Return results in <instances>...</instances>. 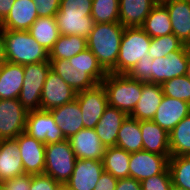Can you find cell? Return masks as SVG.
<instances>
[{
    "mask_svg": "<svg viewBox=\"0 0 190 190\" xmlns=\"http://www.w3.org/2000/svg\"><path fill=\"white\" fill-rule=\"evenodd\" d=\"M124 29L119 22L95 23L87 37V48L107 73L115 74Z\"/></svg>",
    "mask_w": 190,
    "mask_h": 190,
    "instance_id": "6da1fadb",
    "label": "cell"
},
{
    "mask_svg": "<svg viewBox=\"0 0 190 190\" xmlns=\"http://www.w3.org/2000/svg\"><path fill=\"white\" fill-rule=\"evenodd\" d=\"M5 61L20 65L49 62V52L28 31L4 30Z\"/></svg>",
    "mask_w": 190,
    "mask_h": 190,
    "instance_id": "7a4b0ae2",
    "label": "cell"
},
{
    "mask_svg": "<svg viewBox=\"0 0 190 190\" xmlns=\"http://www.w3.org/2000/svg\"><path fill=\"white\" fill-rule=\"evenodd\" d=\"M102 85L107 93L108 105L129 116L141 97L143 82L131 79L127 74L108 73Z\"/></svg>",
    "mask_w": 190,
    "mask_h": 190,
    "instance_id": "3957f363",
    "label": "cell"
},
{
    "mask_svg": "<svg viewBox=\"0 0 190 190\" xmlns=\"http://www.w3.org/2000/svg\"><path fill=\"white\" fill-rule=\"evenodd\" d=\"M151 37L141 27H125L115 65V74H128L146 55Z\"/></svg>",
    "mask_w": 190,
    "mask_h": 190,
    "instance_id": "277c9868",
    "label": "cell"
},
{
    "mask_svg": "<svg viewBox=\"0 0 190 190\" xmlns=\"http://www.w3.org/2000/svg\"><path fill=\"white\" fill-rule=\"evenodd\" d=\"M76 160L68 139L46 144L44 174L51 176L58 183H66L73 173Z\"/></svg>",
    "mask_w": 190,
    "mask_h": 190,
    "instance_id": "5b68a950",
    "label": "cell"
},
{
    "mask_svg": "<svg viewBox=\"0 0 190 190\" xmlns=\"http://www.w3.org/2000/svg\"><path fill=\"white\" fill-rule=\"evenodd\" d=\"M24 80L19 95V102L29 112L41 110V94L51 69L50 62L23 65Z\"/></svg>",
    "mask_w": 190,
    "mask_h": 190,
    "instance_id": "8992f818",
    "label": "cell"
},
{
    "mask_svg": "<svg viewBox=\"0 0 190 190\" xmlns=\"http://www.w3.org/2000/svg\"><path fill=\"white\" fill-rule=\"evenodd\" d=\"M189 48L184 45L180 50L162 58H150V83L162 84L178 76L186 75Z\"/></svg>",
    "mask_w": 190,
    "mask_h": 190,
    "instance_id": "52a82bcc",
    "label": "cell"
},
{
    "mask_svg": "<svg viewBox=\"0 0 190 190\" xmlns=\"http://www.w3.org/2000/svg\"><path fill=\"white\" fill-rule=\"evenodd\" d=\"M81 108L84 128L94 129L108 106V97L102 83L77 92L75 98Z\"/></svg>",
    "mask_w": 190,
    "mask_h": 190,
    "instance_id": "ba28073f",
    "label": "cell"
},
{
    "mask_svg": "<svg viewBox=\"0 0 190 190\" xmlns=\"http://www.w3.org/2000/svg\"><path fill=\"white\" fill-rule=\"evenodd\" d=\"M25 132L45 145L66 139L49 110L29 111Z\"/></svg>",
    "mask_w": 190,
    "mask_h": 190,
    "instance_id": "9c48e42d",
    "label": "cell"
},
{
    "mask_svg": "<svg viewBox=\"0 0 190 190\" xmlns=\"http://www.w3.org/2000/svg\"><path fill=\"white\" fill-rule=\"evenodd\" d=\"M27 113L19 99H0V140L15 139L24 132Z\"/></svg>",
    "mask_w": 190,
    "mask_h": 190,
    "instance_id": "30bf717a",
    "label": "cell"
},
{
    "mask_svg": "<svg viewBox=\"0 0 190 190\" xmlns=\"http://www.w3.org/2000/svg\"><path fill=\"white\" fill-rule=\"evenodd\" d=\"M15 140L22 158L24 173L30 175L44 174L45 144L25 131Z\"/></svg>",
    "mask_w": 190,
    "mask_h": 190,
    "instance_id": "8fae6325",
    "label": "cell"
},
{
    "mask_svg": "<svg viewBox=\"0 0 190 190\" xmlns=\"http://www.w3.org/2000/svg\"><path fill=\"white\" fill-rule=\"evenodd\" d=\"M169 164V158L164 155L141 150L130 154L129 177L142 181L153 175L163 173Z\"/></svg>",
    "mask_w": 190,
    "mask_h": 190,
    "instance_id": "7c38bea8",
    "label": "cell"
},
{
    "mask_svg": "<svg viewBox=\"0 0 190 190\" xmlns=\"http://www.w3.org/2000/svg\"><path fill=\"white\" fill-rule=\"evenodd\" d=\"M76 94L57 73L50 69L41 94V110H50L69 103L76 98Z\"/></svg>",
    "mask_w": 190,
    "mask_h": 190,
    "instance_id": "4fadbf2b",
    "label": "cell"
},
{
    "mask_svg": "<svg viewBox=\"0 0 190 190\" xmlns=\"http://www.w3.org/2000/svg\"><path fill=\"white\" fill-rule=\"evenodd\" d=\"M103 171L102 161L77 159L73 173L66 183L71 190H93Z\"/></svg>",
    "mask_w": 190,
    "mask_h": 190,
    "instance_id": "5bb4252c",
    "label": "cell"
},
{
    "mask_svg": "<svg viewBox=\"0 0 190 190\" xmlns=\"http://www.w3.org/2000/svg\"><path fill=\"white\" fill-rule=\"evenodd\" d=\"M51 70L57 73L76 93L95 87L98 83L89 75V68L71 66L69 60H49Z\"/></svg>",
    "mask_w": 190,
    "mask_h": 190,
    "instance_id": "9a60e30c",
    "label": "cell"
},
{
    "mask_svg": "<svg viewBox=\"0 0 190 190\" xmlns=\"http://www.w3.org/2000/svg\"><path fill=\"white\" fill-rule=\"evenodd\" d=\"M68 140L77 159L102 161L106 147L101 143L94 129L83 128Z\"/></svg>",
    "mask_w": 190,
    "mask_h": 190,
    "instance_id": "2e32d148",
    "label": "cell"
},
{
    "mask_svg": "<svg viewBox=\"0 0 190 190\" xmlns=\"http://www.w3.org/2000/svg\"><path fill=\"white\" fill-rule=\"evenodd\" d=\"M189 114L190 103L164 95L153 121L170 133Z\"/></svg>",
    "mask_w": 190,
    "mask_h": 190,
    "instance_id": "e0dca14e",
    "label": "cell"
},
{
    "mask_svg": "<svg viewBox=\"0 0 190 190\" xmlns=\"http://www.w3.org/2000/svg\"><path fill=\"white\" fill-rule=\"evenodd\" d=\"M169 13L173 34L184 44L190 43V0H168L162 3Z\"/></svg>",
    "mask_w": 190,
    "mask_h": 190,
    "instance_id": "ac0fdd59",
    "label": "cell"
},
{
    "mask_svg": "<svg viewBox=\"0 0 190 190\" xmlns=\"http://www.w3.org/2000/svg\"><path fill=\"white\" fill-rule=\"evenodd\" d=\"M49 111L66 139L84 128L82 111L76 99Z\"/></svg>",
    "mask_w": 190,
    "mask_h": 190,
    "instance_id": "d6986e66",
    "label": "cell"
},
{
    "mask_svg": "<svg viewBox=\"0 0 190 190\" xmlns=\"http://www.w3.org/2000/svg\"><path fill=\"white\" fill-rule=\"evenodd\" d=\"M127 116L124 111L118 110L115 107L109 105L106 107L102 117L94 128L101 143L106 148L116 146L118 132Z\"/></svg>",
    "mask_w": 190,
    "mask_h": 190,
    "instance_id": "ffe728a7",
    "label": "cell"
},
{
    "mask_svg": "<svg viewBox=\"0 0 190 190\" xmlns=\"http://www.w3.org/2000/svg\"><path fill=\"white\" fill-rule=\"evenodd\" d=\"M163 96L161 84L143 82L141 97L129 116L139 121L153 120Z\"/></svg>",
    "mask_w": 190,
    "mask_h": 190,
    "instance_id": "44dd1931",
    "label": "cell"
},
{
    "mask_svg": "<svg viewBox=\"0 0 190 190\" xmlns=\"http://www.w3.org/2000/svg\"><path fill=\"white\" fill-rule=\"evenodd\" d=\"M140 129L143 140V150L164 155H170L169 133L156 124L153 120L140 121Z\"/></svg>",
    "mask_w": 190,
    "mask_h": 190,
    "instance_id": "7402d4cb",
    "label": "cell"
},
{
    "mask_svg": "<svg viewBox=\"0 0 190 190\" xmlns=\"http://www.w3.org/2000/svg\"><path fill=\"white\" fill-rule=\"evenodd\" d=\"M21 174L24 168L16 140H0V183Z\"/></svg>",
    "mask_w": 190,
    "mask_h": 190,
    "instance_id": "603a6c76",
    "label": "cell"
},
{
    "mask_svg": "<svg viewBox=\"0 0 190 190\" xmlns=\"http://www.w3.org/2000/svg\"><path fill=\"white\" fill-rule=\"evenodd\" d=\"M37 18V7L33 0H16L4 19V30L27 31Z\"/></svg>",
    "mask_w": 190,
    "mask_h": 190,
    "instance_id": "cb8c5ba5",
    "label": "cell"
},
{
    "mask_svg": "<svg viewBox=\"0 0 190 190\" xmlns=\"http://www.w3.org/2000/svg\"><path fill=\"white\" fill-rule=\"evenodd\" d=\"M156 4L154 0H119V23L123 27H141Z\"/></svg>",
    "mask_w": 190,
    "mask_h": 190,
    "instance_id": "d4e9b609",
    "label": "cell"
},
{
    "mask_svg": "<svg viewBox=\"0 0 190 190\" xmlns=\"http://www.w3.org/2000/svg\"><path fill=\"white\" fill-rule=\"evenodd\" d=\"M23 80V65L5 61L0 73V99H18Z\"/></svg>",
    "mask_w": 190,
    "mask_h": 190,
    "instance_id": "484cf974",
    "label": "cell"
},
{
    "mask_svg": "<svg viewBox=\"0 0 190 190\" xmlns=\"http://www.w3.org/2000/svg\"><path fill=\"white\" fill-rule=\"evenodd\" d=\"M116 147L122 148L129 153L143 150L139 120L127 116L118 132Z\"/></svg>",
    "mask_w": 190,
    "mask_h": 190,
    "instance_id": "4316f807",
    "label": "cell"
},
{
    "mask_svg": "<svg viewBox=\"0 0 190 190\" xmlns=\"http://www.w3.org/2000/svg\"><path fill=\"white\" fill-rule=\"evenodd\" d=\"M141 28L151 38L173 34L167 8L162 3H157L150 11V14L145 18Z\"/></svg>",
    "mask_w": 190,
    "mask_h": 190,
    "instance_id": "83f0119b",
    "label": "cell"
},
{
    "mask_svg": "<svg viewBox=\"0 0 190 190\" xmlns=\"http://www.w3.org/2000/svg\"><path fill=\"white\" fill-rule=\"evenodd\" d=\"M27 31L48 52L60 35L55 17H38Z\"/></svg>",
    "mask_w": 190,
    "mask_h": 190,
    "instance_id": "f1b7e54d",
    "label": "cell"
},
{
    "mask_svg": "<svg viewBox=\"0 0 190 190\" xmlns=\"http://www.w3.org/2000/svg\"><path fill=\"white\" fill-rule=\"evenodd\" d=\"M130 154L116 146L107 147L102 158L104 171L116 179L129 178Z\"/></svg>",
    "mask_w": 190,
    "mask_h": 190,
    "instance_id": "f546056e",
    "label": "cell"
},
{
    "mask_svg": "<svg viewBox=\"0 0 190 190\" xmlns=\"http://www.w3.org/2000/svg\"><path fill=\"white\" fill-rule=\"evenodd\" d=\"M86 48L87 38L79 35L60 34L53 48L49 51V60H68Z\"/></svg>",
    "mask_w": 190,
    "mask_h": 190,
    "instance_id": "4dcf8cb0",
    "label": "cell"
},
{
    "mask_svg": "<svg viewBox=\"0 0 190 190\" xmlns=\"http://www.w3.org/2000/svg\"><path fill=\"white\" fill-rule=\"evenodd\" d=\"M55 18L61 35H79L87 38L95 26L92 16L55 15Z\"/></svg>",
    "mask_w": 190,
    "mask_h": 190,
    "instance_id": "1f68e13d",
    "label": "cell"
},
{
    "mask_svg": "<svg viewBox=\"0 0 190 190\" xmlns=\"http://www.w3.org/2000/svg\"><path fill=\"white\" fill-rule=\"evenodd\" d=\"M170 155L190 156V114L169 133Z\"/></svg>",
    "mask_w": 190,
    "mask_h": 190,
    "instance_id": "d6a6232c",
    "label": "cell"
},
{
    "mask_svg": "<svg viewBox=\"0 0 190 190\" xmlns=\"http://www.w3.org/2000/svg\"><path fill=\"white\" fill-rule=\"evenodd\" d=\"M168 169L173 185L190 190V156H172Z\"/></svg>",
    "mask_w": 190,
    "mask_h": 190,
    "instance_id": "836d02e7",
    "label": "cell"
},
{
    "mask_svg": "<svg viewBox=\"0 0 190 190\" xmlns=\"http://www.w3.org/2000/svg\"><path fill=\"white\" fill-rule=\"evenodd\" d=\"M71 63V66L79 68H89V75L98 83H102L108 74L102 66L99 64L97 58L93 53L86 48L77 55L68 59Z\"/></svg>",
    "mask_w": 190,
    "mask_h": 190,
    "instance_id": "e575fe53",
    "label": "cell"
},
{
    "mask_svg": "<svg viewBox=\"0 0 190 190\" xmlns=\"http://www.w3.org/2000/svg\"><path fill=\"white\" fill-rule=\"evenodd\" d=\"M91 16L95 23L119 22V0H93Z\"/></svg>",
    "mask_w": 190,
    "mask_h": 190,
    "instance_id": "d590c367",
    "label": "cell"
},
{
    "mask_svg": "<svg viewBox=\"0 0 190 190\" xmlns=\"http://www.w3.org/2000/svg\"><path fill=\"white\" fill-rule=\"evenodd\" d=\"M184 44L174 35L168 34L151 38L149 56L152 59L168 56L171 52L180 50Z\"/></svg>",
    "mask_w": 190,
    "mask_h": 190,
    "instance_id": "8d00e7d4",
    "label": "cell"
},
{
    "mask_svg": "<svg viewBox=\"0 0 190 190\" xmlns=\"http://www.w3.org/2000/svg\"><path fill=\"white\" fill-rule=\"evenodd\" d=\"M165 96L190 103V79L178 76L161 84Z\"/></svg>",
    "mask_w": 190,
    "mask_h": 190,
    "instance_id": "74e56055",
    "label": "cell"
},
{
    "mask_svg": "<svg viewBox=\"0 0 190 190\" xmlns=\"http://www.w3.org/2000/svg\"><path fill=\"white\" fill-rule=\"evenodd\" d=\"M93 0H60V8L56 15L91 16Z\"/></svg>",
    "mask_w": 190,
    "mask_h": 190,
    "instance_id": "f35d334b",
    "label": "cell"
},
{
    "mask_svg": "<svg viewBox=\"0 0 190 190\" xmlns=\"http://www.w3.org/2000/svg\"><path fill=\"white\" fill-rule=\"evenodd\" d=\"M171 175L167 168L163 173L153 175L141 181L142 190H170Z\"/></svg>",
    "mask_w": 190,
    "mask_h": 190,
    "instance_id": "ab89813d",
    "label": "cell"
},
{
    "mask_svg": "<svg viewBox=\"0 0 190 190\" xmlns=\"http://www.w3.org/2000/svg\"><path fill=\"white\" fill-rule=\"evenodd\" d=\"M150 56L146 55L137 62L134 68L127 74L131 79L140 82H150Z\"/></svg>",
    "mask_w": 190,
    "mask_h": 190,
    "instance_id": "60d3db41",
    "label": "cell"
},
{
    "mask_svg": "<svg viewBox=\"0 0 190 190\" xmlns=\"http://www.w3.org/2000/svg\"><path fill=\"white\" fill-rule=\"evenodd\" d=\"M38 17H55L60 8V0H33Z\"/></svg>",
    "mask_w": 190,
    "mask_h": 190,
    "instance_id": "b9f144b4",
    "label": "cell"
},
{
    "mask_svg": "<svg viewBox=\"0 0 190 190\" xmlns=\"http://www.w3.org/2000/svg\"><path fill=\"white\" fill-rule=\"evenodd\" d=\"M32 175L21 174L2 182L6 190H30Z\"/></svg>",
    "mask_w": 190,
    "mask_h": 190,
    "instance_id": "7bdbcfd3",
    "label": "cell"
},
{
    "mask_svg": "<svg viewBox=\"0 0 190 190\" xmlns=\"http://www.w3.org/2000/svg\"><path fill=\"white\" fill-rule=\"evenodd\" d=\"M58 182L46 174L32 175L30 190H55Z\"/></svg>",
    "mask_w": 190,
    "mask_h": 190,
    "instance_id": "ee69618b",
    "label": "cell"
},
{
    "mask_svg": "<svg viewBox=\"0 0 190 190\" xmlns=\"http://www.w3.org/2000/svg\"><path fill=\"white\" fill-rule=\"evenodd\" d=\"M118 179L109 172L103 171L93 190H115Z\"/></svg>",
    "mask_w": 190,
    "mask_h": 190,
    "instance_id": "f6af8a7d",
    "label": "cell"
},
{
    "mask_svg": "<svg viewBox=\"0 0 190 190\" xmlns=\"http://www.w3.org/2000/svg\"><path fill=\"white\" fill-rule=\"evenodd\" d=\"M115 190H142L141 182L130 177L118 179Z\"/></svg>",
    "mask_w": 190,
    "mask_h": 190,
    "instance_id": "bcb514c9",
    "label": "cell"
},
{
    "mask_svg": "<svg viewBox=\"0 0 190 190\" xmlns=\"http://www.w3.org/2000/svg\"><path fill=\"white\" fill-rule=\"evenodd\" d=\"M16 0H0V16L5 19Z\"/></svg>",
    "mask_w": 190,
    "mask_h": 190,
    "instance_id": "7dc6e473",
    "label": "cell"
},
{
    "mask_svg": "<svg viewBox=\"0 0 190 190\" xmlns=\"http://www.w3.org/2000/svg\"><path fill=\"white\" fill-rule=\"evenodd\" d=\"M0 60H5V36H4V30H0Z\"/></svg>",
    "mask_w": 190,
    "mask_h": 190,
    "instance_id": "c3c4849f",
    "label": "cell"
},
{
    "mask_svg": "<svg viewBox=\"0 0 190 190\" xmlns=\"http://www.w3.org/2000/svg\"><path fill=\"white\" fill-rule=\"evenodd\" d=\"M55 190H71L67 183H58Z\"/></svg>",
    "mask_w": 190,
    "mask_h": 190,
    "instance_id": "681fc988",
    "label": "cell"
},
{
    "mask_svg": "<svg viewBox=\"0 0 190 190\" xmlns=\"http://www.w3.org/2000/svg\"><path fill=\"white\" fill-rule=\"evenodd\" d=\"M186 76L190 79V49H189V55H188V64H187Z\"/></svg>",
    "mask_w": 190,
    "mask_h": 190,
    "instance_id": "f907efd6",
    "label": "cell"
},
{
    "mask_svg": "<svg viewBox=\"0 0 190 190\" xmlns=\"http://www.w3.org/2000/svg\"><path fill=\"white\" fill-rule=\"evenodd\" d=\"M170 190H188V189L172 184Z\"/></svg>",
    "mask_w": 190,
    "mask_h": 190,
    "instance_id": "816d5d0a",
    "label": "cell"
},
{
    "mask_svg": "<svg viewBox=\"0 0 190 190\" xmlns=\"http://www.w3.org/2000/svg\"><path fill=\"white\" fill-rule=\"evenodd\" d=\"M0 30H4V19L0 16Z\"/></svg>",
    "mask_w": 190,
    "mask_h": 190,
    "instance_id": "f5cc1de1",
    "label": "cell"
},
{
    "mask_svg": "<svg viewBox=\"0 0 190 190\" xmlns=\"http://www.w3.org/2000/svg\"><path fill=\"white\" fill-rule=\"evenodd\" d=\"M4 63H5V60H0V73H1Z\"/></svg>",
    "mask_w": 190,
    "mask_h": 190,
    "instance_id": "db71d44e",
    "label": "cell"
},
{
    "mask_svg": "<svg viewBox=\"0 0 190 190\" xmlns=\"http://www.w3.org/2000/svg\"><path fill=\"white\" fill-rule=\"evenodd\" d=\"M156 3H164V2H166V1H168V0H154Z\"/></svg>",
    "mask_w": 190,
    "mask_h": 190,
    "instance_id": "11a10c76",
    "label": "cell"
},
{
    "mask_svg": "<svg viewBox=\"0 0 190 190\" xmlns=\"http://www.w3.org/2000/svg\"><path fill=\"white\" fill-rule=\"evenodd\" d=\"M0 190H6L2 183H0Z\"/></svg>",
    "mask_w": 190,
    "mask_h": 190,
    "instance_id": "9f6ffc18",
    "label": "cell"
}]
</instances>
